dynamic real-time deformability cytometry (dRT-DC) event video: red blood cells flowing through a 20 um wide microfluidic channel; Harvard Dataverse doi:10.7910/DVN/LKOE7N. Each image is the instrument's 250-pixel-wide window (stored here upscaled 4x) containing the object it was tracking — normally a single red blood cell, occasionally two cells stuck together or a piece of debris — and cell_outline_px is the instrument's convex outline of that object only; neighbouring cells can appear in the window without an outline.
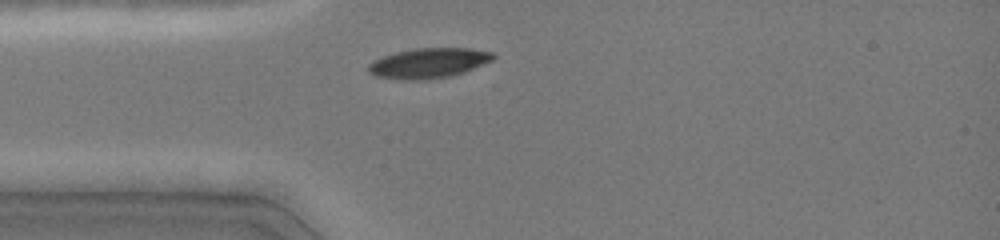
{"species": "common noctule bat (a hibernating species)", "species_latin": "Nyctalus noctula", "temperature_condition": "cold", "stored_images_in_passage": 22, "camera_frame_rate_fps": 3000, "um_per_image_px": 0.085, "animal": {"sex": "female", "body_mass_g": 19.0, "forearm_length_mm": 51.5}, "frame": {"image": 1, "passage_image": 3, "time_ms": 0.667, "image_size_px": [1000, 240], "cell_outline_px": [[496, 56], [492, 60], [484, 64], [464, 72], [448, 76], [428, 80], [400, 80], [376, 76], [368, 72], [368, 64], [372, 60], [396, 52], [416, 48], [468, 48], [492, 52]], "centroid_in_image_um": [36.41, 5.37], "position_along_channel_um": 48.6, "area_um2": 21.91}}
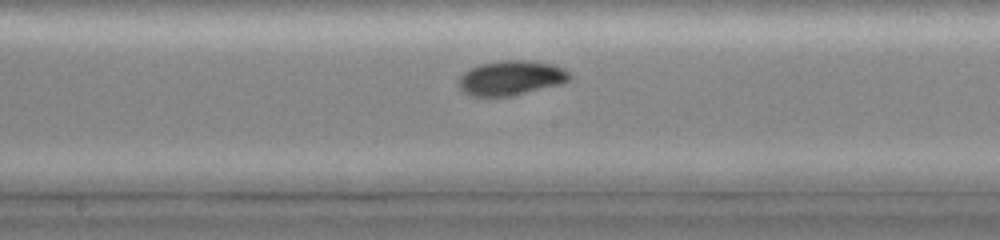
{"frame": {"image": 2, "passage_image": 15, "time_ms": 4.667, "image_size_px": [1000, 240], "cell_outline_px": [[572, 76], [568, 80], [560, 84], [512, 96], [468, 96], [456, 84], [460, 76], [464, 72], [480, 64], [500, 60], [528, 60], [552, 64], [568, 72]], "centroid_in_image_um": [43.39, 6.63], "position_along_channel_um": 204.8, "area_um2": 22.37}}
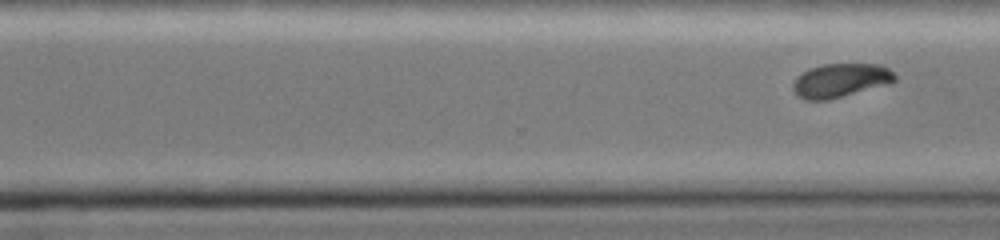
{"frame": {"image": 3, "passage_image": 22, "time_ms": 7.0, "image_size_px": [1000, 240], "cell_outline_px": [[896, 80], [828, 100], [808, 100], [796, 96], [792, 88], [792, 84], [796, 76], [808, 68], [820, 64], [880, 64], [888, 68], [896, 76]], "centroid_in_image_um": [71.34, 6.81], "position_along_channel_um": 299.3, "area_um2": 19.83}}